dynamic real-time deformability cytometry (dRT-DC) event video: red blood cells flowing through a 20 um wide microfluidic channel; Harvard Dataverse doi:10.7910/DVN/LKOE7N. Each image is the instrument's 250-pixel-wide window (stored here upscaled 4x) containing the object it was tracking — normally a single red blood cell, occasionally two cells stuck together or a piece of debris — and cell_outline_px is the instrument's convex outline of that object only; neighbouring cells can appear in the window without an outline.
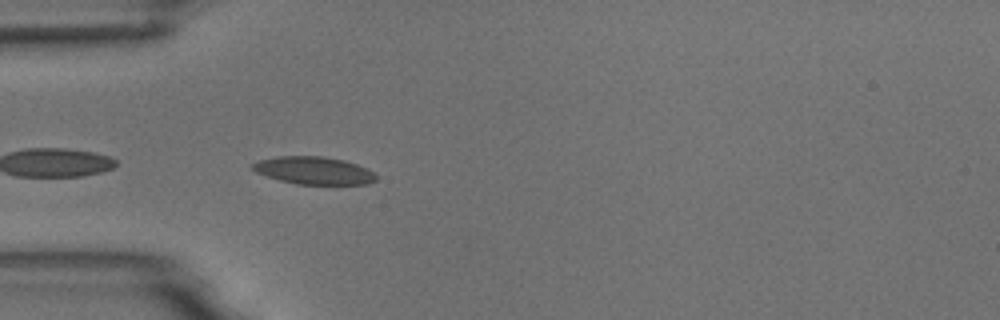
{"species": "common noctule bat (a hibernating species)", "species_latin": "Nyctalus noctula", "temperature_condition": "room temperature", "stored_images_in_passage": 5, "camera_frame_rate_fps": 3000, "um_per_image_px": 0.085, "animal": {"sex": "male", "body_mass_g": 18.8}, "frame": {"image": 1, "passage_image": 5, "time_ms": 5.0, "image_size_px": [1000, 320], "cell_outline_px": [[376, 180], [368, 184], [296, 184], [280, 180], [256, 172], [252, 168], [252, 164], [260, 160], [276, 156], [324, 156], [344, 160], [356, 164], [372, 172], [376, 176]], "centroid_in_image_um": [26.67, 14.49], "position_along_channel_um": 58.3, "area_um2": 19.65}}